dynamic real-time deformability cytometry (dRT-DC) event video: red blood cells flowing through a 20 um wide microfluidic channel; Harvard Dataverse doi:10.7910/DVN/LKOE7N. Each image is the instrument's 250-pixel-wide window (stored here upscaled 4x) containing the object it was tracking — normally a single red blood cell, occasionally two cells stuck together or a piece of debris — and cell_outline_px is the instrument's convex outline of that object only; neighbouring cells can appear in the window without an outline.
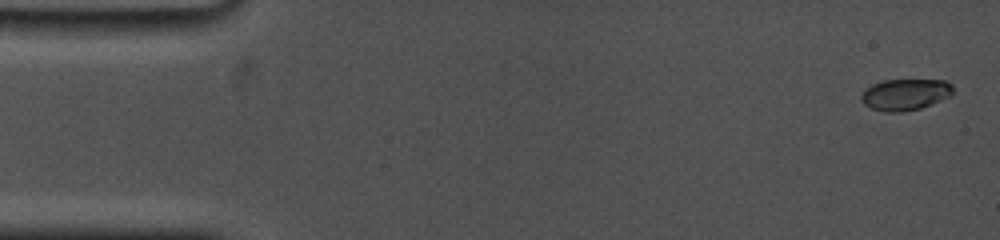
{"species": "common noctule bat (a hibernating species)", "species_latin": "Nyctalus noctula", "temperature_condition": "cold", "stored_images_in_passage": 49, "camera_frame_rate_fps": 5000, "um_per_image_px": 0.085, "animal": {"sex": "female", "body_mass_g": 19.0, "forearm_length_mm": 53.3}, "frame": {"image": 1, "passage_image": 3, "time_ms": 0.4, "image_size_px": [1000, 240], "cell_outline_px": [[952, 92], [948, 96], [932, 104], [920, 108], [904, 112], [884, 112], [872, 108], [864, 104], [860, 100], [860, 96], [872, 84], [884, 80], [944, 80], [952, 84]], "centroid_in_image_um": [76.92, 8.04], "position_along_channel_um": 8.1, "area_um2": 16.65}}
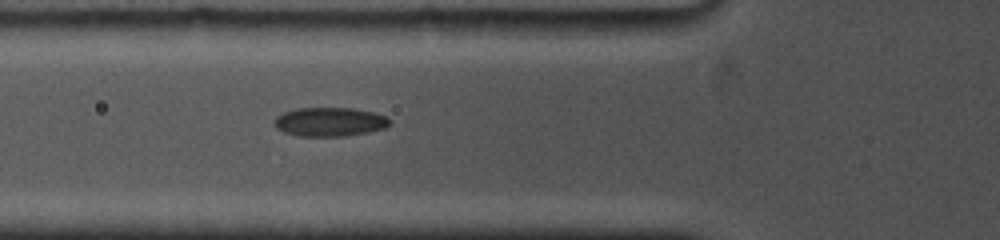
{"frame": {"image": 2, "passage_image": 25, "time_ms": 6.2, "image_size_px": [1000, 240], "cell_outline_px": [[388, 124], [384, 128], [368, 132], [344, 136], [296, 136], [284, 132], [276, 128], [272, 124], [276, 116], [284, 112], [296, 108], [352, 108], [372, 112], [388, 116]], "centroid_in_image_um": [27.97, 10.36], "position_along_channel_um": 97.8, "area_um2": 19.48}}
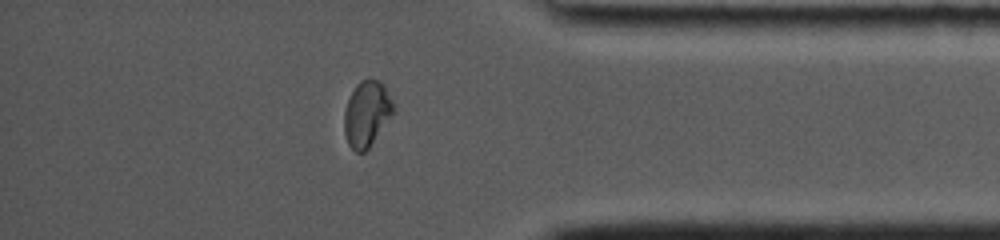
{"frame": {"image": 3, "passage_image": 41, "time_ms": 14.6, "image_size_px": [1000, 240], "cell_outline_px": [[392, 112], [368, 148], [364, 152], [356, 152], [348, 144], [344, 132], [344, 112], [348, 100], [356, 84], [360, 80], [368, 76], [380, 80], [384, 84], [392, 100]], "centroid_in_image_um": [31.14, 9.6], "position_along_channel_um": 404.1, "area_um2": 18.5}, "authors_computed_cell_mechanics": {"area_um2": 18.7272, "velocity_mm_per_s": 3.7428, "shape_relaxation_time_tau1_ms": 7.8621, "shape_relaxation_time_tau2_ms": null, "deformation_change_tau1": 0.2538, "deformation_change_tau2": null}}